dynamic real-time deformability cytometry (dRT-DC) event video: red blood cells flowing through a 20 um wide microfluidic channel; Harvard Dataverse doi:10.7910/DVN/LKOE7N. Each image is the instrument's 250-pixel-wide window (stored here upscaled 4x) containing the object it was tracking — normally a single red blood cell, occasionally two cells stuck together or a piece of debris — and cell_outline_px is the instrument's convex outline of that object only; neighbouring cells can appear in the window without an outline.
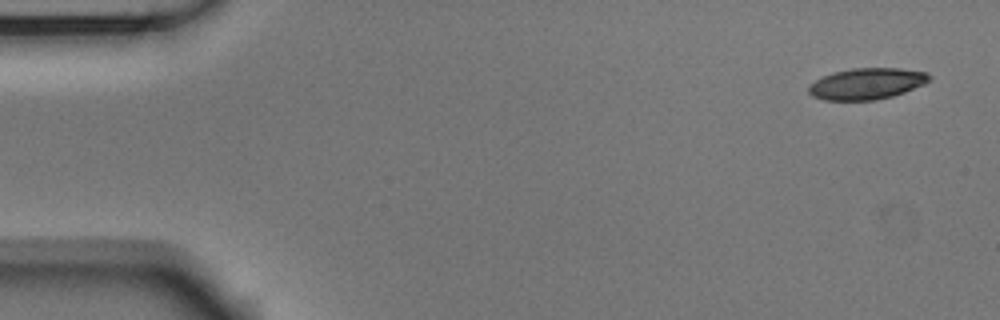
{"species": "Egyptian fruit bat (a non-hibernating species)", "species_latin": "Rousettus aegyptiacus", "temperature_condition": "room temperature", "stored_images_in_passage": 52, "camera_frame_rate_fps": 3000, "um_per_image_px": 0.085, "animal": {"sex": "male"}, "frame": {"image": 1, "passage_image": 1, "time_ms": 0.0, "image_size_px": [1000, 320], "cell_outline_px": [[932, 80], [924, 84], [904, 92], [892, 96], [876, 100], [824, 100], [812, 96], [808, 92], [808, 84], [832, 72], [852, 68], [900, 68], [928, 72], [932, 76]], "centroid_in_image_um": [73.69, 7.11], "position_along_channel_um": 11.3, "area_um2": 22.2}}
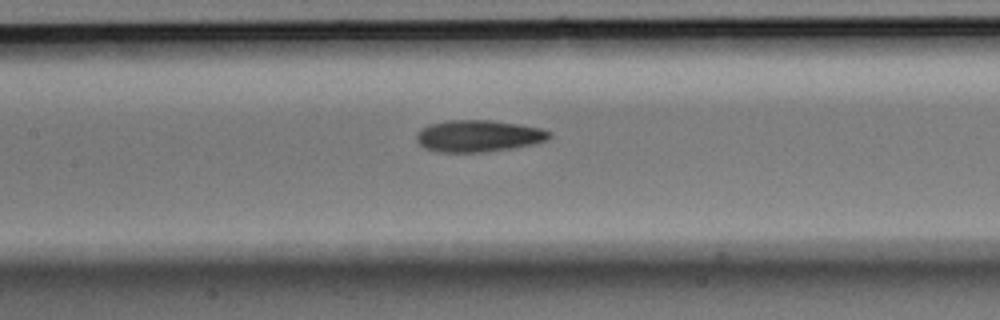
{"frame": {"image": 2, "passage_image": 23, "time_ms": 7.333, "image_size_px": [1000, 320], "cell_outline_px": [[552, 136], [544, 140], [532, 144], [512, 148], [484, 152], [436, 152], [424, 148], [416, 140], [416, 132], [420, 128], [428, 124], [448, 120], [488, 120], [520, 124], [540, 128], [552, 132]], "centroid_in_image_um": [40.61, 11.55], "position_along_channel_um": 166.8, "area_um2": 24.74}}
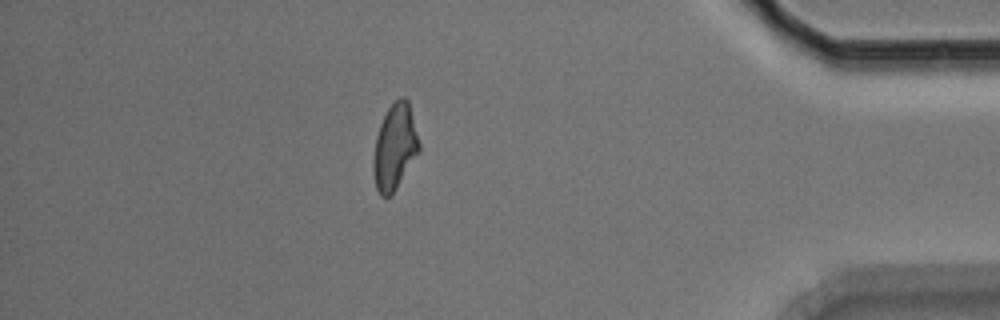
{"frame": {"image": 3, "passage_image": 45, "time_ms": 14.667, "image_size_px": [1000, 320], "cell_outline_px": [[420, 152], [396, 188], [388, 196], [380, 196], [376, 188], [372, 164], [376, 136], [380, 124], [388, 108], [400, 96], [404, 96], [408, 100], [420, 144]], "centroid_in_image_um": [33.56, 12.48], "position_along_channel_um": 401.6, "area_um2": 22.72}, "authors_computed_cell_mechanics": {"area_um2": 23.3512, "velocity_mm_per_s": 3.7557, "shape_relaxation_time_tau1_ms": 7.5334, "shape_relaxation_time_tau2_ms": 3.7271, "deformation_change_tau1": 0.1945, "deformation_change_tau2": 0.1221}}